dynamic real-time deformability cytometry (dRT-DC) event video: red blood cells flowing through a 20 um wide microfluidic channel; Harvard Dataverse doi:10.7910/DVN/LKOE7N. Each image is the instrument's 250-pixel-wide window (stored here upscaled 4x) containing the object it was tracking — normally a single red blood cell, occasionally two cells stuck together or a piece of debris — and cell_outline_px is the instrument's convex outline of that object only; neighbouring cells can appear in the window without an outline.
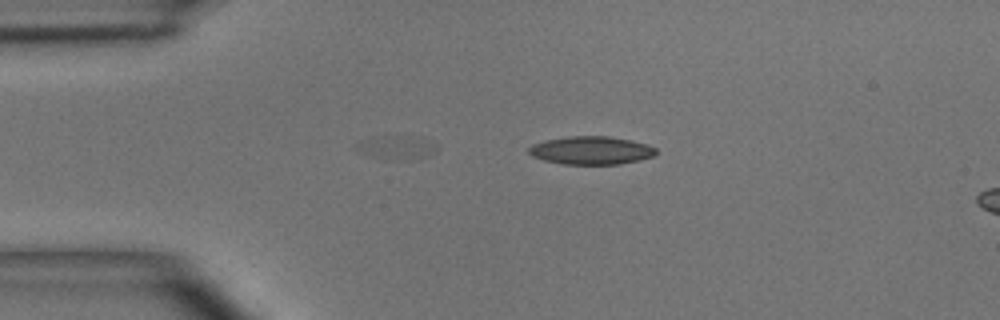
{"species": "common noctule bat (a hibernating species)", "species_latin": "Nyctalus noctula", "temperature_condition": "room temperature", "stored_images_in_passage": 2, "camera_frame_rate_fps": 3000, "um_per_image_px": 0.085, "animal": {"sex": "male", "body_mass_g": 15.6}, "frame": {"image": 1, "passage_image": 1, "time_ms": 0.0, "image_size_px": [1000, 320], "cell_outline_px": [[656, 156], [640, 160], [620, 164], [564, 164], [544, 160], [532, 156], [528, 152], [528, 148], [532, 144], [548, 140], [568, 136], [608, 136], [632, 140], [656, 148]], "centroid_in_image_um": [50.26, 12.78], "position_along_channel_um": 34.7, "area_um2": 20.81}}